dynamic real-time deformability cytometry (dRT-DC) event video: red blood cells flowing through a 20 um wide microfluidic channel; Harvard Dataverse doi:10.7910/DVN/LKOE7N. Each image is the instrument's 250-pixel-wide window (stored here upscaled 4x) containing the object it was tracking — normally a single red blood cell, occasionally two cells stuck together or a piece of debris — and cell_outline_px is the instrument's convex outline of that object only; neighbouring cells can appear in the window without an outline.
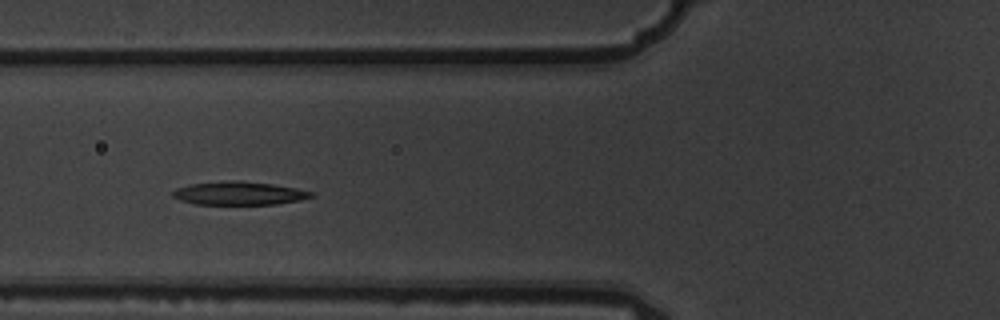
{"species": "common noctule bat (a hibernating species)", "species_latin": "Nyctalus noctula", "temperature_condition": "warm", "stored_images_in_passage": 5, "camera_frame_rate_fps": 3000, "um_per_image_px": 0.085, "animal": {"sex": "male", "body_mass_g": 19.5, "forearm_length_mm": 54.6}, "frame": {"image": 1, "passage_image": 5, "time_ms": 1.333, "image_size_px": [1000, 320], "cell_outline_px": [[316, 196], [300, 200], [276, 204], [196, 204], [180, 200], [172, 196], [172, 192], [188, 184], [240, 180], [272, 184], [296, 188], [316, 192]], "centroid_in_image_um": [20.39, 16.43], "position_along_channel_um": 105.4, "area_um2": 18.73}}